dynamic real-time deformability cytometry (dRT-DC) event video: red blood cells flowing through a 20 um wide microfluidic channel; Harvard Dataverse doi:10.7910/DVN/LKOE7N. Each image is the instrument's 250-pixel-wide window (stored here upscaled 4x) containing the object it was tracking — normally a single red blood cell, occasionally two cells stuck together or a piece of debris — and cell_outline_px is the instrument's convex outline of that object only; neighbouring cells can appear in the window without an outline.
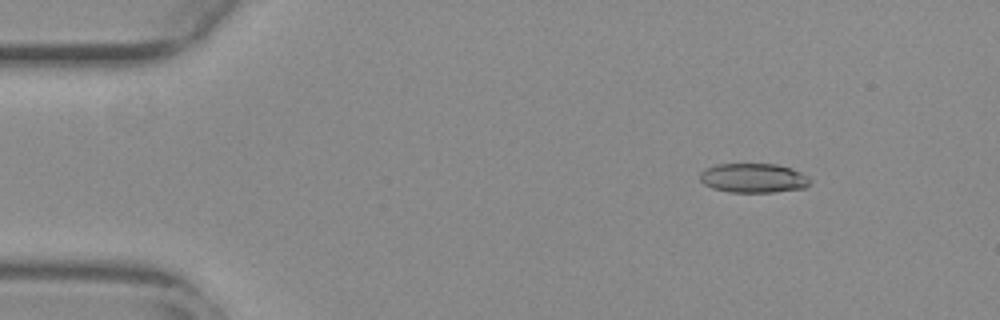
{"species": "common noctule bat (a hibernating species)", "species_latin": "Nyctalus noctula", "temperature_condition": "warm", "stored_images_in_passage": 34, "camera_frame_rate_fps": 3000, "um_per_image_px": 0.085, "animal": {"sex": "female", "body_mass_g": 29.2, "forearm_length_mm": 56.3}, "frame": {"image": 1, "passage_image": 7, "time_ms": 2.0, "image_size_px": [1000, 320], "cell_outline_px": [[812, 180], [804, 188], [772, 192], [732, 192], [712, 188], [704, 184], [700, 180], [700, 172], [716, 164], [776, 164], [792, 168], [808, 176]], "centroid_in_image_um": [64.05, 15.13], "position_along_channel_um": 20.9, "area_um2": 18.79}}
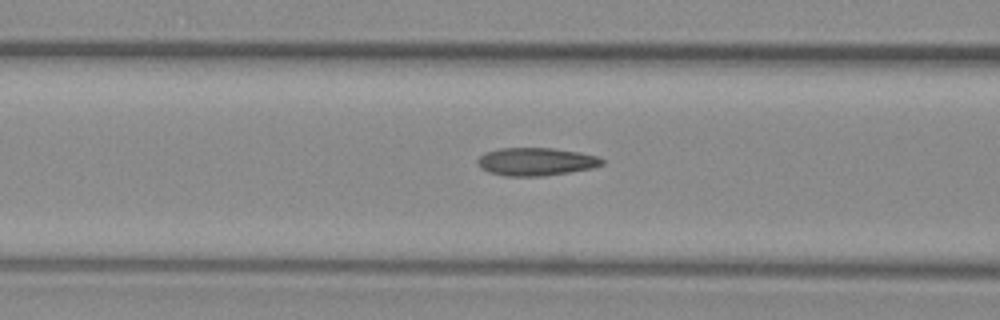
{"frame": {"image": 2, "passage_image": 22, "time_ms": 7.0, "image_size_px": [1000, 320], "cell_outline_px": [[604, 164], [592, 168], [544, 176], [504, 176], [488, 172], [480, 168], [476, 160], [484, 152], [500, 148], [552, 148], [580, 152], [596, 156], [604, 160]], "centroid_in_image_um": [45.52, 13.74], "position_along_channel_um": 121.1, "area_um2": 20.35}}
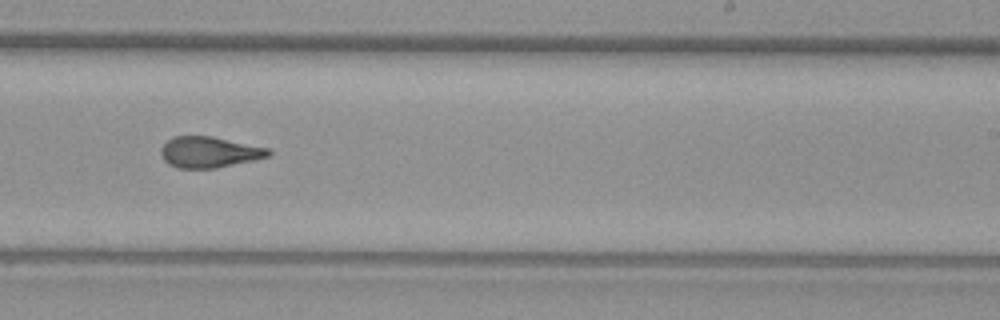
{"frame": {"image": 3, "passage_image": 34, "time_ms": 11.0, "image_size_px": [1000, 320], "cell_outline_px": [[272, 156], [216, 168], [176, 168], [168, 164], [164, 160], [160, 152], [160, 148], [172, 136], [212, 136], [268, 148], [272, 152]], "centroid_in_image_um": [17.78, 12.93], "position_along_channel_um": 271.2, "area_um2": 19.48}}